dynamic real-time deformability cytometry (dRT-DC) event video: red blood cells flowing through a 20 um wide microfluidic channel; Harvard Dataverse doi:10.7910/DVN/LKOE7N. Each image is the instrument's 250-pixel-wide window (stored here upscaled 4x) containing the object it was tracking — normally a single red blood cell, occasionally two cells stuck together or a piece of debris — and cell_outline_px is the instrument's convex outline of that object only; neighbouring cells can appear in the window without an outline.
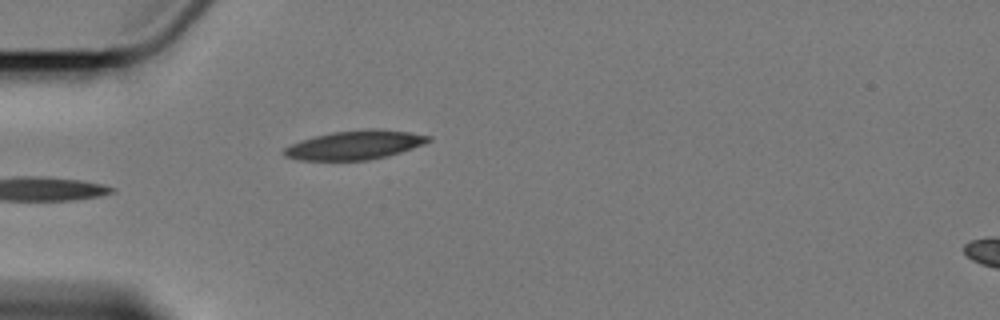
{"species": "Egyptian fruit bat (a non-hibernating species)", "species_latin": "Rousettus aegyptiacus", "temperature_condition": "cold", "stored_images_in_passage": 5, "camera_frame_rate_fps": 3000, "um_per_image_px": 0.085, "animal": {"sex": "female"}, "frame": {"image": 1, "passage_image": 5, "time_ms": 4.667, "image_size_px": [1000, 320], "cell_outline_px": [[432, 140], [424, 144], [400, 152], [368, 160], [300, 160], [284, 156], [280, 152], [284, 148], [300, 140], [332, 132], [368, 128], [380, 128], [408, 132], [432, 136]], "centroid_in_image_um": [30.15, 12.31], "position_along_channel_um": 54.8, "area_um2": 24.39}}